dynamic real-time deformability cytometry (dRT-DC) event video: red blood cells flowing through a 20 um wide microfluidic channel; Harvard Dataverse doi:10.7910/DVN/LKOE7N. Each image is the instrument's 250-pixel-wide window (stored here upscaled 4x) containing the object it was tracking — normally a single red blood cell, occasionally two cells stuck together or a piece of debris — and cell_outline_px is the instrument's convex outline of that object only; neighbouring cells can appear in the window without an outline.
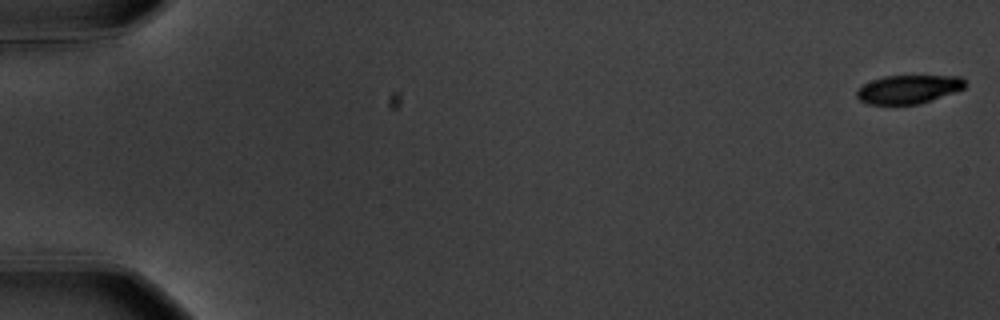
{"species": "common noctule bat (a hibernating species)", "species_latin": "Nyctalus noctula", "temperature_condition": "warm", "stored_images_in_passage": 58, "camera_frame_rate_fps": 3000, "um_per_image_px": 0.085, "animal": {"sex": "male", "body_mass_g": 20.1, "forearm_length_mm": 53.5}, "frame": {"image": 1, "passage_image": 1, "time_ms": 0.0, "image_size_px": [1000, 320], "cell_outline_px": [[968, 84], [964, 88], [916, 104], [868, 104], [860, 100], [856, 96], [856, 88], [872, 80], [884, 76], [960, 76]], "centroid_in_image_um": [77.17, 7.57], "position_along_channel_um": 7.8, "area_um2": 17.74}}
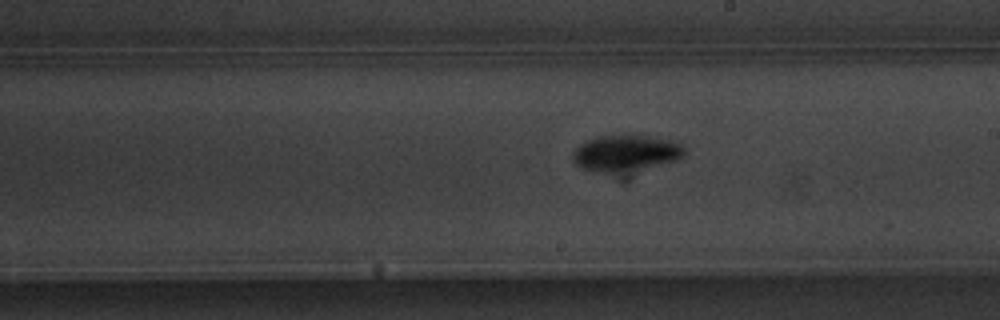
{"frame": {"image": 2, "passage_image": 34, "time_ms": 11.0, "image_size_px": [1000, 320], "cell_outline_px": [[684, 156], [676, 160], [656, 164], [612, 172], [604, 172], [584, 168], [576, 164], [572, 160], [572, 152], [580, 144], [588, 140], [600, 136], [648, 136], [672, 140], [680, 144], [684, 148]], "centroid_in_image_um": [53.16, 12.98], "position_along_channel_um": 235.8, "area_um2": 22.48}}
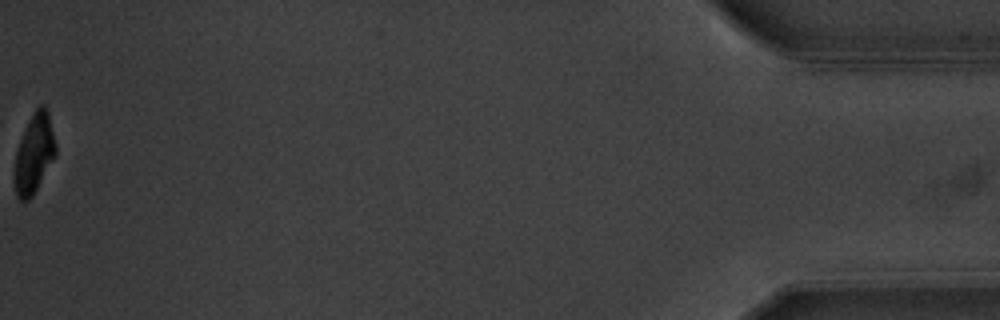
{"frame": {"image": 3, "passage_image": 58, "time_ms": 19.0, "image_size_px": [1000, 320], "cell_outline_px": [[56, 156], [32, 196], [28, 200], [20, 200], [16, 192], [16, 152], [24, 128], [32, 112], [40, 104], [44, 104], [48, 112], [56, 144]], "centroid_in_image_um": [2.94, 12.99], "position_along_channel_um": 432.3, "area_um2": 18.67}, "authors_computed_cell_mechanics": {"area_um2": 21.0103, "velocity_mm_per_s": 3.5863, "shape_relaxation_time_tau1_ms": 2.8644, "shape_relaxation_time_tau2_ms": 5.0795, "deformation_change_tau1": 0.1578, "deformation_change_tau2": 0.0721}}